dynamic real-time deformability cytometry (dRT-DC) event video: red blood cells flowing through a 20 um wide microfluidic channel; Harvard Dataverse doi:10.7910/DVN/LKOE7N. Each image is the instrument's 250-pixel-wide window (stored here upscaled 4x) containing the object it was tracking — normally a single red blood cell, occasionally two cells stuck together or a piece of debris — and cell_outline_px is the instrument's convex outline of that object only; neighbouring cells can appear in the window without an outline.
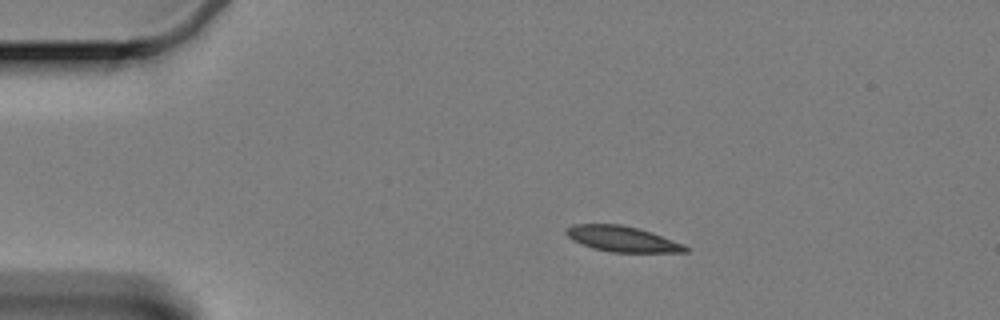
{"species": "Egyptian fruit bat (a non-hibernating species)", "species_latin": "Rousettus aegyptiacus", "temperature_condition": "cold", "stored_images_in_passage": 9, "camera_frame_rate_fps": 3000, "um_per_image_px": 0.085, "animal": {"sex": "female"}, "frame": {"image": 1, "passage_image": 1, "time_ms": 0.0, "image_size_px": [1000, 320], "cell_outline_px": [[688, 252], [612, 252], [592, 248], [572, 240], [564, 232], [568, 228], [576, 224], [620, 224], [652, 232], [684, 244], [688, 248]], "centroid_in_image_um": [52.9, 20.31], "position_along_channel_um": 32.1, "area_um2": 17.63}}
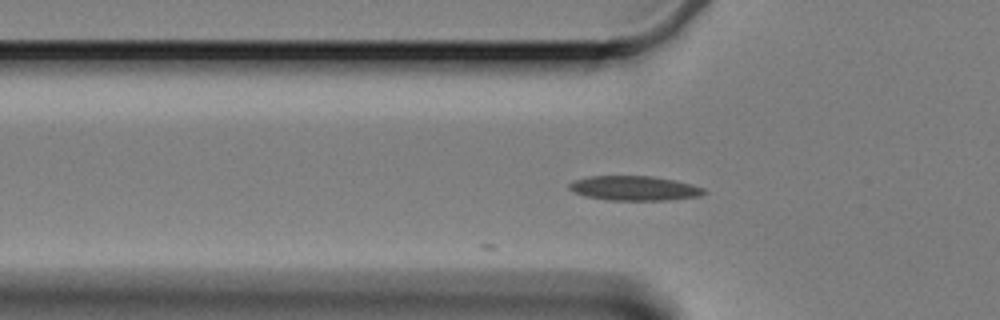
{"frame": {"image": 2, "passage_image": 9, "time_ms": 2.667, "image_size_px": [1000, 320], "cell_outline_px": [[708, 192], [700, 196], [668, 200], [608, 200], [584, 196], [568, 188], [568, 184], [572, 180], [588, 176], [652, 176], [692, 184], [704, 188]], "centroid_in_image_um": [53.91, 16.0], "position_along_channel_um": 71.9, "area_um2": 19.36}}